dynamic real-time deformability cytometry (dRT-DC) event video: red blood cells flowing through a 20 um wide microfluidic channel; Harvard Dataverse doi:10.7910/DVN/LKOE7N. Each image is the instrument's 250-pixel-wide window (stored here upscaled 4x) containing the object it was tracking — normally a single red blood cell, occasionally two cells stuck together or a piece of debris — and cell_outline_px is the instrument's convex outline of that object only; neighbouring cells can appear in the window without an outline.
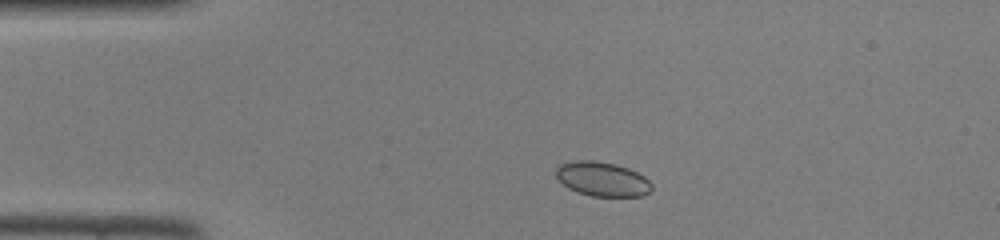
{"species": "common noctule bat (a hibernating species)", "species_latin": "Nyctalus noctula", "temperature_condition": "room temperature", "stored_images_in_passage": 39, "camera_frame_rate_fps": 3000, "um_per_image_px": 0.085, "animal": {"sex": "female", "body_mass_g": 22.0, "forearm_length_mm": 56.7}, "frame": {"image": 1, "passage_image": 2, "time_ms": 0.333, "image_size_px": [1000, 240], "cell_outline_px": [[652, 188], [644, 196], [592, 196], [576, 192], [568, 188], [556, 176], [556, 168], [560, 164], [572, 160], [596, 160], [616, 164], [628, 168], [644, 176], [652, 184]], "centroid_in_image_um": [51.19, 15.21], "position_along_channel_um": 33.8, "area_um2": 19.25}}
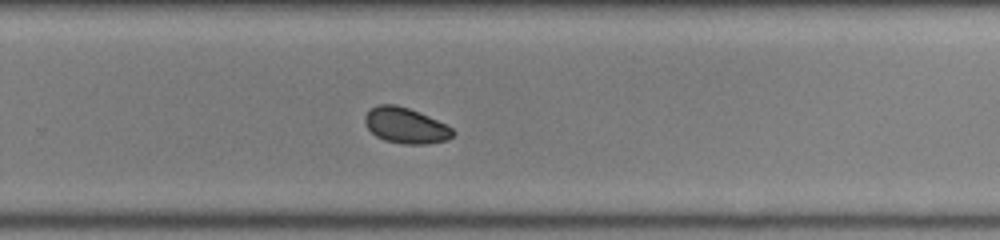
{"frame": {"image": 2, "passage_image": 23, "time_ms": 7.333, "image_size_px": [1000, 240], "cell_outline_px": [[456, 132], [448, 140], [428, 144], [404, 144], [384, 140], [376, 136], [368, 128], [364, 120], [364, 116], [376, 104], [396, 104], [420, 112], [452, 128]], "centroid_in_image_um": [34.48, 10.67], "position_along_channel_um": 295.3, "area_um2": 18.26}}
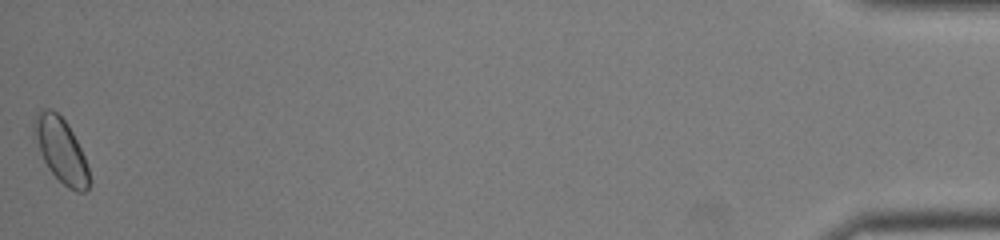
{"frame": {"image": 3, "passage_image": 39, "time_ms": 12.667, "image_size_px": [1000, 240], "cell_outline_px": [[88, 188], [84, 192], [76, 192], [68, 188], [48, 168], [32, 136], [32, 124], [40, 108], [48, 108], [56, 112], [68, 124], [84, 156], [88, 168]], "centroid_in_image_um": [5.13, 12.73], "position_along_channel_um": 430.1, "area_um2": 20.46}}